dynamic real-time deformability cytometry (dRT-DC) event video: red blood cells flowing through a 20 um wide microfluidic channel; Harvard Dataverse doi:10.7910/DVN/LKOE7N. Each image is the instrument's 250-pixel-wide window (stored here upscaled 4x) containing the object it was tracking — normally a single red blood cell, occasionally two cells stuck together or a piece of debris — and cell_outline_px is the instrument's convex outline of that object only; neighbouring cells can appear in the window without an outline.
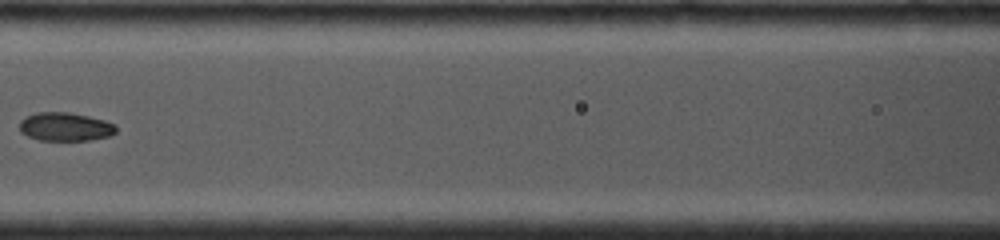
{"species": "common noctule bat (a hibernating species)", "species_latin": "Nyctalus noctula", "temperature_condition": "cold", "stored_images_in_passage": 15, "camera_frame_rate_fps": 4000, "um_per_image_px": 0.085, "animal": {"sex": "female", "body_mass_g": 19.0, "forearm_length_mm": 53.3}, "frame": {"image": 1, "passage_image": 7, "time_ms": 2.25, "image_size_px": [1000, 240], "cell_outline_px": [[116, 132], [108, 136], [88, 140], [40, 140], [28, 136], [20, 132], [20, 120], [24, 116], [36, 112], [68, 112], [88, 116], [104, 120], [116, 124]], "centroid_in_image_um": [5.52, 10.76], "position_along_channel_um": 161.1, "area_um2": 16.07}}
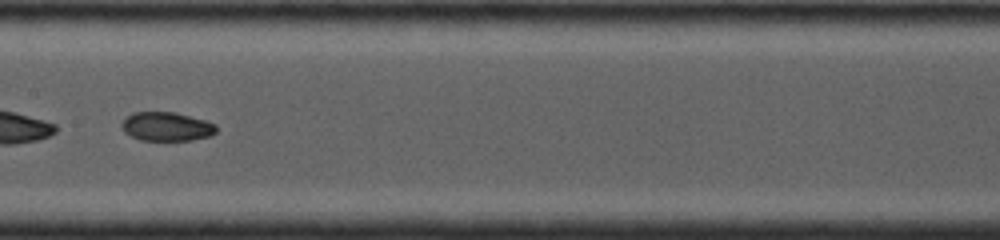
{"frame": {"image": 2, "passage_image": 9, "time_ms": 3.0, "image_size_px": [1000, 240], "cell_outline_px": [[216, 132], [212, 136], [192, 140], [140, 140], [124, 132], [120, 124], [132, 112], [176, 112], [204, 120], [216, 124]], "centroid_in_image_um": [14.17, 10.76], "position_along_channel_um": 193.2, "area_um2": 15.95}}